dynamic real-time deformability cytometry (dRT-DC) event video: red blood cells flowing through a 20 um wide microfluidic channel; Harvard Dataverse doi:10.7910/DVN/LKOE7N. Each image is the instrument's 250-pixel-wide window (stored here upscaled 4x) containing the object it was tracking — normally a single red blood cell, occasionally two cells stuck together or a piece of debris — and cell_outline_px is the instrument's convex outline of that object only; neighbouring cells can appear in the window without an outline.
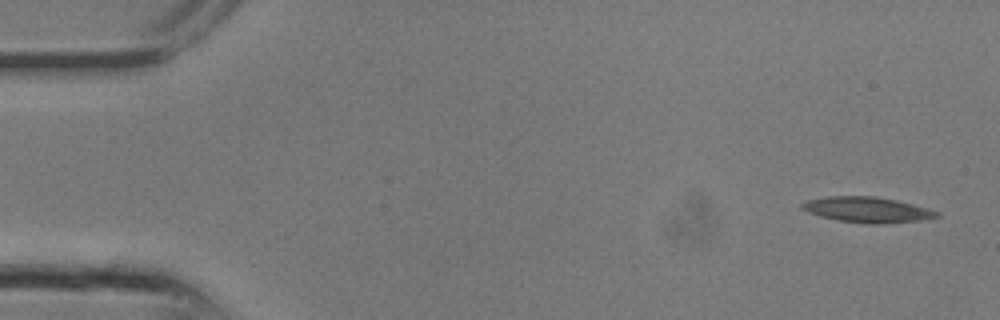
{"species": "common noctule bat (a hibernating species)", "species_latin": "Nyctalus noctula", "temperature_condition": "room temperature", "stored_images_in_passage": 9, "camera_frame_rate_fps": 3000, "um_per_image_px": 0.085, "animal": {"sex": "male", "body_mass_g": 13.3}, "frame": {"image": 1, "passage_image": 1, "time_ms": 0.0, "image_size_px": [1000, 320], "cell_outline_px": [[940, 216], [920, 220], [884, 224], [872, 224], [836, 220], [820, 216], [808, 212], [800, 208], [800, 204], [808, 200], [828, 196], [876, 196], [896, 200], [928, 208], [940, 212]], "centroid_in_image_um": [73.71, 17.82], "position_along_channel_um": 11.3, "area_um2": 20.06}}
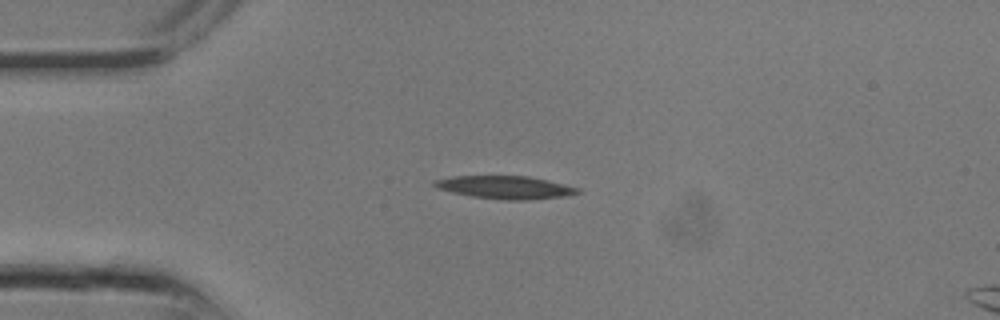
{"frame": {"image": 2, "passage_image": 6, "time_ms": 1.667, "image_size_px": [1000, 320], "cell_outline_px": [[580, 192], [564, 196], [524, 200], [508, 200], [472, 196], [452, 192], [436, 188], [432, 184], [432, 180], [452, 176], [528, 176], [580, 188]], "centroid_in_image_um": [42.88, 15.91], "position_along_channel_um": 42.1, "area_um2": 18.9}}
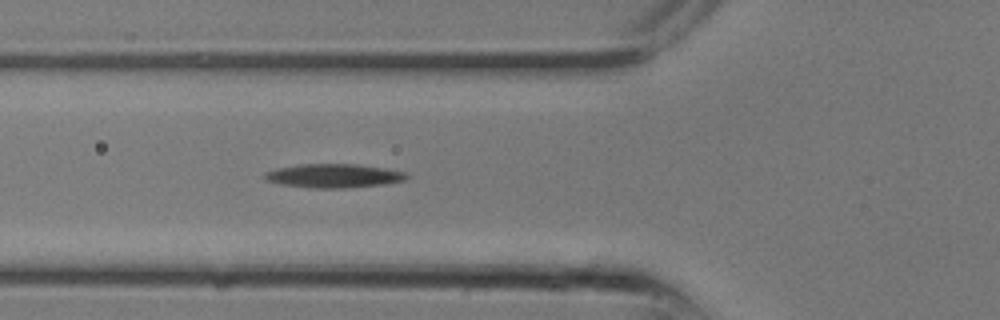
{"frame": {"image": 3, "passage_image": 9, "time_ms": 2.667, "image_size_px": [1000, 320], "cell_outline_px": [[408, 176], [404, 180], [384, 184], [344, 188], [308, 188], [280, 184], [264, 180], [264, 172], [276, 168], [296, 164], [356, 164], [384, 168], [408, 172]], "centroid_in_image_um": [28.32, 14.94], "position_along_channel_um": 97.5, "area_um2": 19.88}}